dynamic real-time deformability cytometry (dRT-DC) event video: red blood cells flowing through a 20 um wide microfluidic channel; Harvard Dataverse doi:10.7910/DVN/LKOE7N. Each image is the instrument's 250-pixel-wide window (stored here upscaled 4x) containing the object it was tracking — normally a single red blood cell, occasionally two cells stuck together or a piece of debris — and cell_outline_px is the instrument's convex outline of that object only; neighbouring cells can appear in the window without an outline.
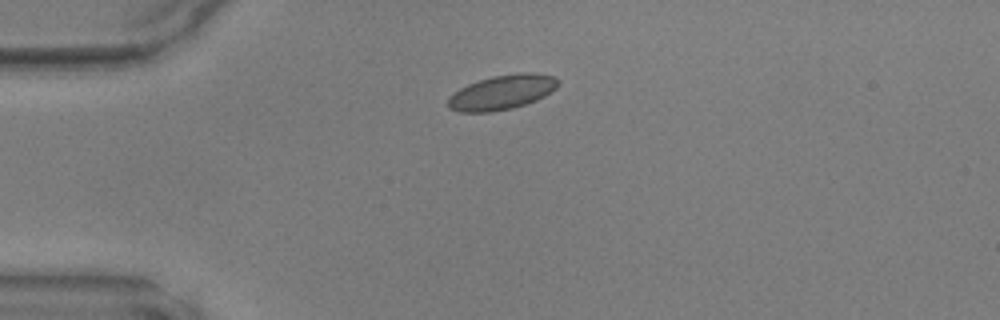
{"species": "common noctule bat (a hibernating species)", "species_latin": "Nyctalus noctula", "temperature_condition": "warm", "stored_images_in_passage": 37, "camera_frame_rate_fps": 3000, "um_per_image_px": 0.085, "animal": {"sex": "male", "body_mass_g": 17.9, "forearm_length_mm": 54.2}, "frame": {"image": 1, "passage_image": 1, "time_ms": 0.0, "image_size_px": [1000, 320], "cell_outline_px": [[560, 84], [552, 92], [536, 100], [512, 108], [492, 112], [460, 112], [448, 108], [448, 96], [460, 88], [468, 84], [492, 76], [516, 72], [532, 72], [552, 76], [560, 80]], "centroid_in_image_um": [42.68, 7.83], "position_along_channel_um": 42.3, "area_um2": 22.37}}
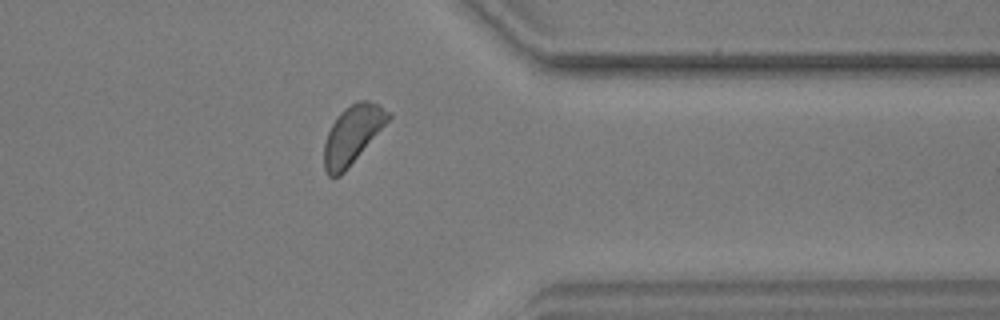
{"frame": {"image": 2, "passage_image": 28, "time_ms": 9.0, "image_size_px": [1000, 320], "cell_outline_px": [[392, 116], [348, 168], [340, 176], [328, 176], [324, 168], [324, 144], [328, 132], [336, 116], [344, 108], [356, 100], [368, 100], [392, 112]], "centroid_in_image_um": [29.95, 11.42], "position_along_channel_um": 381.5, "area_um2": 21.62}}